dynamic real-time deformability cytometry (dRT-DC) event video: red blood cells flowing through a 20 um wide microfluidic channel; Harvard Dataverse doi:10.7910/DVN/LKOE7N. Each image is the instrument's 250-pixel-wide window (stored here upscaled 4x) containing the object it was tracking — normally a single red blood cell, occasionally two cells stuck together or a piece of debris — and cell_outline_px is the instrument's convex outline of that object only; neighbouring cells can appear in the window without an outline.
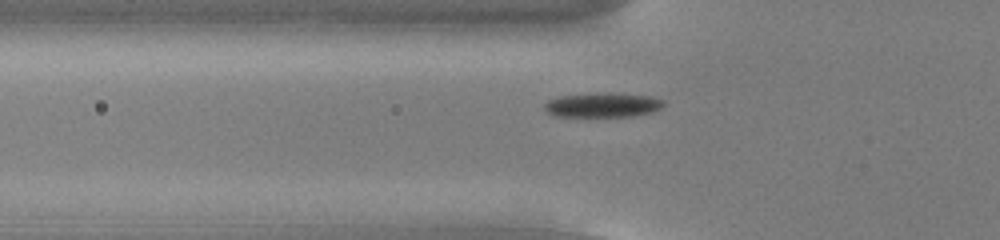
{"species": "common noctule bat (a hibernating species)", "species_latin": "Nyctalus noctula", "temperature_condition": "cold", "stored_images_in_passage": 38, "camera_frame_rate_fps": 3000, "um_per_image_px": 0.085, "animal": {"sex": "male", "body_mass_g": 13.0, "forearm_length_mm": 53.1}, "frame": {"image": 1, "passage_image": 3, "time_ms": 0.667, "image_size_px": [1000, 240], "cell_outline_px": [[664, 104], [660, 108], [652, 112], [632, 116], [556, 116], [548, 112], [544, 108], [544, 104], [548, 100], [560, 96], [652, 96], [664, 100]], "centroid_in_image_um": [51.22, 8.99], "position_along_channel_um": 74.6, "area_um2": 15.61}}
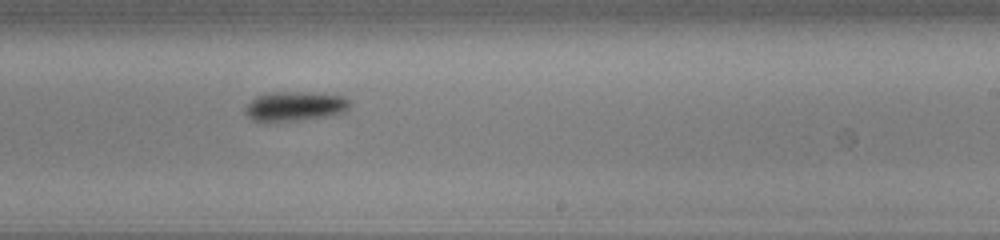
{"frame": {"image": 2, "passage_image": 18, "time_ms": 5.667, "image_size_px": [1000, 240], "cell_outline_px": [[352, 104], [344, 112], [324, 116], [300, 120], [252, 120], [244, 112], [244, 108], [256, 96], [268, 92], [304, 92], [344, 96]], "centroid_in_image_um": [25.07, 9.01], "position_along_channel_um": 263.9, "area_um2": 17.63}}
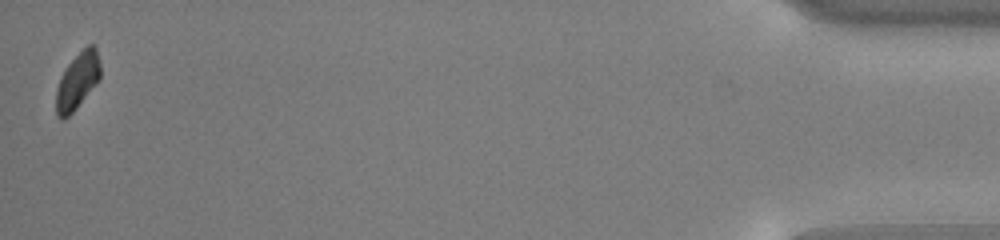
{"frame": {"image": 3, "passage_image": 38, "time_ms": 12.333, "image_size_px": [1000, 240], "cell_outline_px": [[100, 80], [76, 108], [64, 120], [56, 116], [56, 88], [60, 76], [68, 64], [88, 44], [92, 44], [96, 48], [100, 64]], "centroid_in_image_um": [6.58, 6.89], "position_along_channel_um": 428.6, "area_um2": 14.57}, "authors_computed_cell_mechanics": {"area_um2": 16.8487, "velocity_mm_per_s": 3.7935, "shape_relaxation_time_tau1_ms": 1.0011, "shape_relaxation_time_tau2_ms": null, "deformation_change_tau1": 0.0816, "deformation_change_tau2": null}}